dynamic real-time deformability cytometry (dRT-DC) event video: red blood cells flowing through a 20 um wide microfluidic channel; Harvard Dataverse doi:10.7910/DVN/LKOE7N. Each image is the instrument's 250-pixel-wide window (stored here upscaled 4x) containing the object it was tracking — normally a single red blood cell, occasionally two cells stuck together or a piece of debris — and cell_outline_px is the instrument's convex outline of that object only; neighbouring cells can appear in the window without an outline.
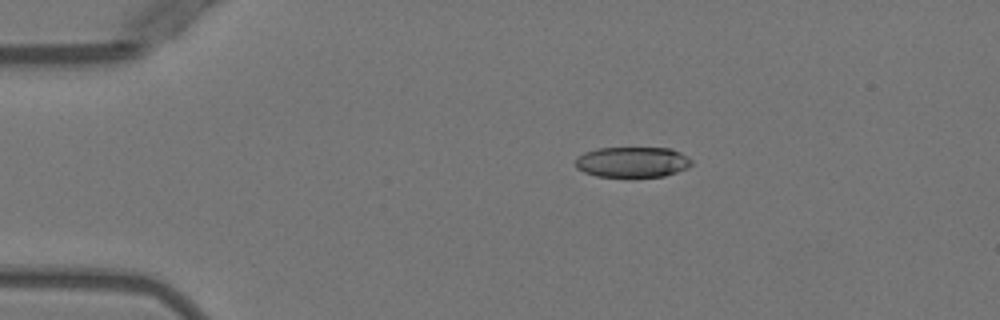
{"species": "Egyptian fruit bat (a non-hibernating species)", "species_latin": "Rousettus aegyptiacus", "temperature_condition": "warm", "stored_images_in_passage": 5, "camera_frame_rate_fps": 3000, "um_per_image_px": 0.085, "animal": {"sex": "female"}, "frame": {"image": 1, "passage_image": 3, "time_ms": 2.667, "image_size_px": [1000, 320], "cell_outline_px": [[692, 164], [688, 168], [664, 176], [596, 176], [584, 172], [576, 168], [576, 156], [584, 152], [596, 148], [668, 148], [680, 152], [688, 156], [692, 160]], "centroid_in_image_um": [53.74, 13.76], "position_along_channel_um": 31.3, "area_um2": 20.63}}
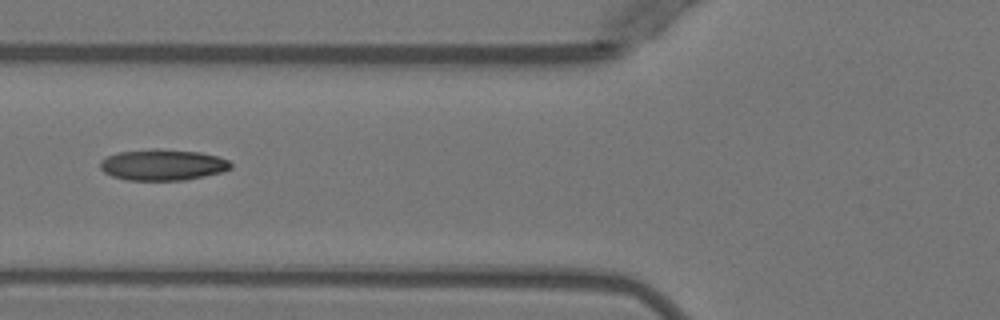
{"frame": {"image": 2, "passage_image": 5, "time_ms": 6.0, "image_size_px": [1000, 320], "cell_outline_px": [[232, 168], [220, 172], [204, 176], [184, 180], [128, 180], [112, 176], [104, 172], [100, 168], [100, 160], [116, 152], [152, 148], [156, 148], [200, 152], [216, 156], [228, 160], [232, 164]], "centroid_in_image_um": [13.8, 14.0], "position_along_channel_um": 112.0, "area_um2": 23.76}}